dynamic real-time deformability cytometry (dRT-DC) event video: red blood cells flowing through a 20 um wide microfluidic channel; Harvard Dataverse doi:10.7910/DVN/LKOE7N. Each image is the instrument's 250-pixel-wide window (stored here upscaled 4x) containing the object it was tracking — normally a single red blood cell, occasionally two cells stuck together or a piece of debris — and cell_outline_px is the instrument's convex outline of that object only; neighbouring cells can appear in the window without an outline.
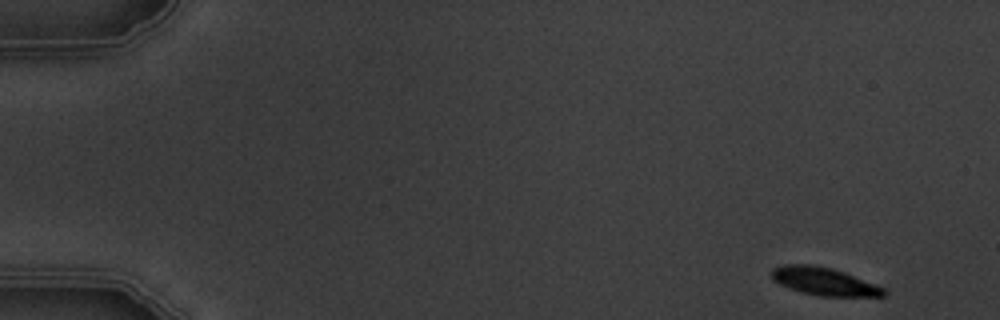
{"species": "common noctule bat (a hibernating species)", "species_latin": "Nyctalus noctula", "temperature_condition": "warm", "stored_images_in_passage": 6, "camera_frame_rate_fps": 3000, "um_per_image_px": 0.085, "animal": {"sex": "male", "body_mass_g": 19.5, "forearm_length_mm": 54.6}, "frame": {"image": 1, "passage_image": 1, "time_ms": 0.0, "image_size_px": [1000, 320], "cell_outline_px": [[888, 292], [884, 296], [820, 296], [788, 288], [772, 280], [772, 268], [784, 264], [812, 264], [832, 268], [844, 272], [876, 284], [884, 288]], "centroid_in_image_um": [70.05, 23.91], "position_along_channel_um": 15.0, "area_um2": 18.21}}
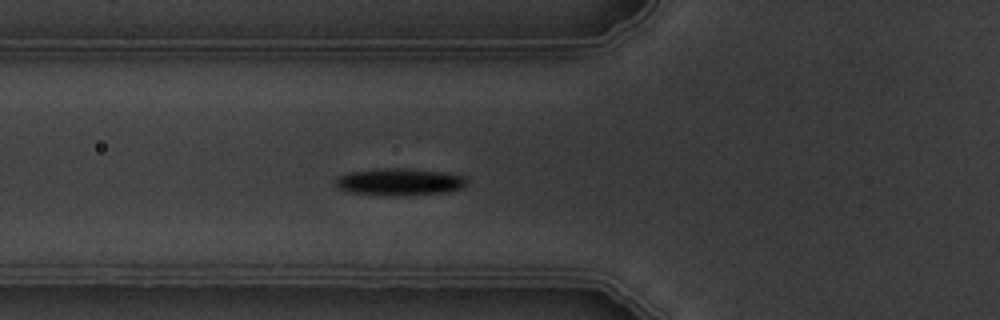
{"frame": {"image": 2, "passage_image": 6, "time_ms": 5.667, "image_size_px": [1000, 320], "cell_outline_px": [[468, 184], [464, 188], [448, 192], [400, 196], [388, 196], [348, 192], [340, 188], [332, 180], [348, 172], [384, 168], [404, 168], [444, 172], [464, 176], [468, 180]], "centroid_in_image_um": [34.0, 15.47], "position_along_channel_um": 91.8, "area_um2": 21.04}}